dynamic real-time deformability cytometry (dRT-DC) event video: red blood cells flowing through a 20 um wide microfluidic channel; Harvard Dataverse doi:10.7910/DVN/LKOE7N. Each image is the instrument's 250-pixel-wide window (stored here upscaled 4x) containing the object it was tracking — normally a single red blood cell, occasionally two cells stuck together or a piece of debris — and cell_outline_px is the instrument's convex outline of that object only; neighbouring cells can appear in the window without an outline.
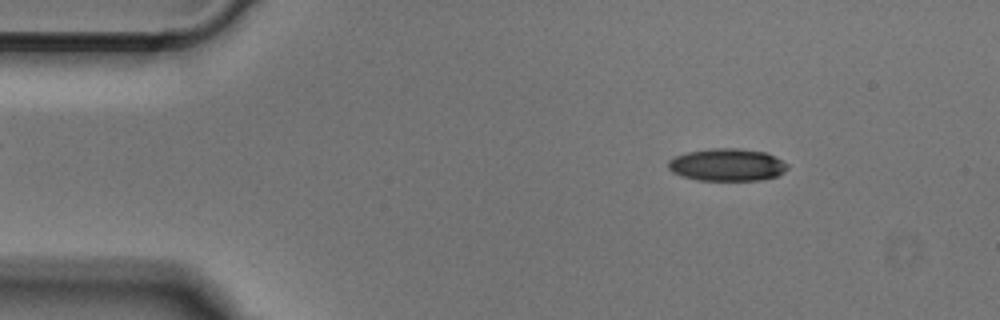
{"species": "Egyptian fruit bat (a non-hibernating species)", "species_latin": "Rousettus aegyptiacus", "temperature_condition": "cold", "stored_images_in_passage": 49, "camera_frame_rate_fps": 3000, "um_per_image_px": 0.085, "animal": {"sex": "male"}, "frame": {"image": 1, "passage_image": 6, "time_ms": 1.667, "image_size_px": [1000, 320], "cell_outline_px": [[788, 168], [784, 172], [776, 176], [760, 180], [696, 180], [680, 176], [672, 172], [668, 168], [668, 160], [676, 156], [688, 152], [712, 148], [740, 148], [764, 152], [788, 164]], "centroid_in_image_um": [61.77, 14.01], "position_along_channel_um": 23.2, "area_um2": 22.48}}
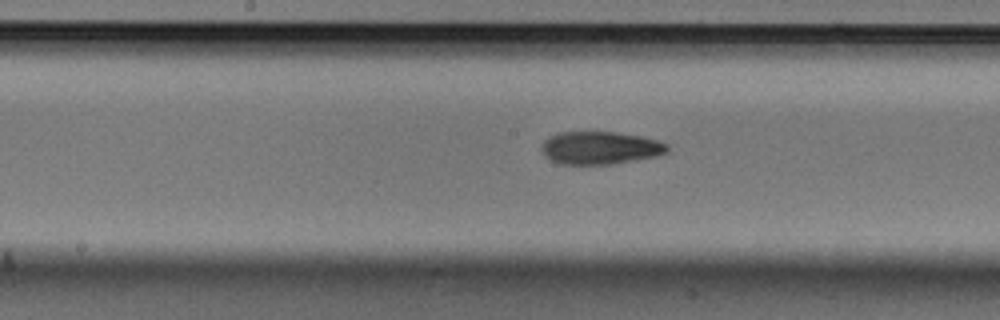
{"frame": {"image": 2, "passage_image": 24, "time_ms": 7.667, "image_size_px": [1000, 320], "cell_outline_px": [[668, 152], [660, 156], [612, 164], [560, 164], [548, 160], [540, 152], [540, 148], [544, 140], [548, 136], [560, 132], [616, 132], [640, 136], [656, 140], [668, 144]], "centroid_in_image_um": [50.98, 12.58], "position_along_channel_um": 197.2, "area_um2": 24.39}}
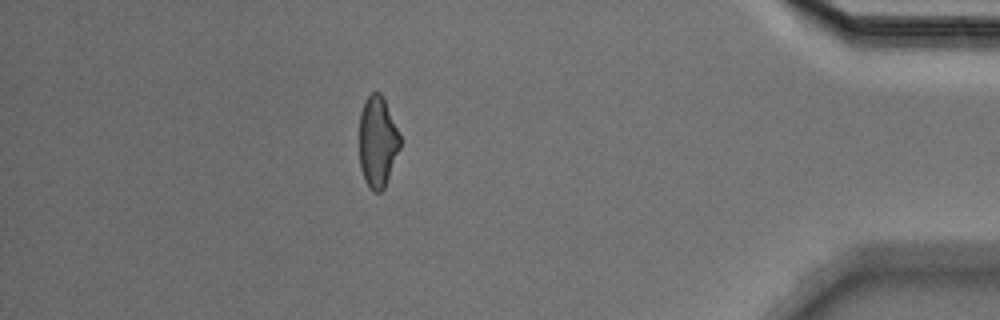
{"frame": {"image": 3, "passage_image": 43, "time_ms": 14.0, "image_size_px": [1000, 320], "cell_outline_px": [[400, 148], [384, 188], [380, 192], [372, 192], [368, 188], [364, 180], [360, 168], [360, 112], [364, 100], [372, 92], [380, 92], [384, 100], [400, 136]], "centroid_in_image_um": [32.07, 12.08], "position_along_channel_um": 403.1, "area_um2": 21.5}}